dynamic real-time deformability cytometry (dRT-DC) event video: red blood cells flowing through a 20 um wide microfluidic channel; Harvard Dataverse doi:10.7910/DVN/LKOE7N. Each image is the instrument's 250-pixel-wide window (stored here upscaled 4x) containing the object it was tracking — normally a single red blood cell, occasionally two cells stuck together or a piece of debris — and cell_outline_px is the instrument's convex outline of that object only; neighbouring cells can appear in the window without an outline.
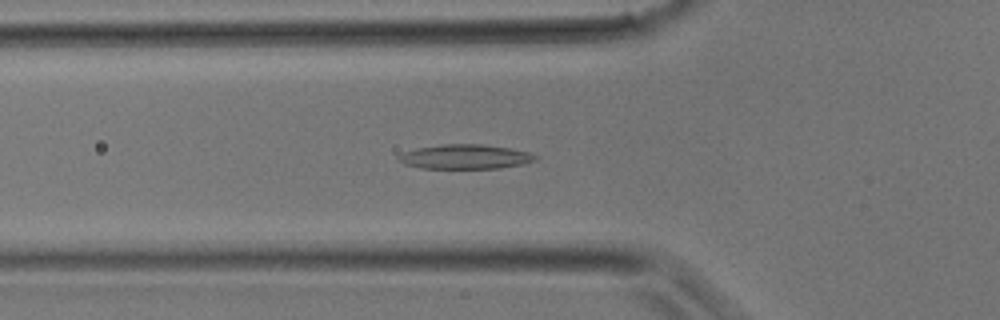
{"species": "common noctule bat (a hibernating species)", "species_latin": "Nyctalus noctula", "temperature_condition": "room temperature", "stored_images_in_passage": 33, "segment_of_instrument_passage": [1, 2], "camera_frame_rate_fps": 3000, "um_per_image_px": 0.085, "animal": {"sex": "male", "body_mass_g": 17.9}, "frame": {"image": 1, "passage_image": 9, "time_ms": 2.667, "image_size_px": [1000, 320], "cell_outline_px": [[540, 156], [536, 160], [524, 164], [500, 168], [420, 168], [404, 164], [396, 160], [396, 156], [404, 152], [416, 148], [444, 144], [484, 144], [512, 148], [528, 152]], "centroid_in_image_um": [39.55, 13.32], "position_along_channel_um": 86.2, "area_um2": 19.77}}
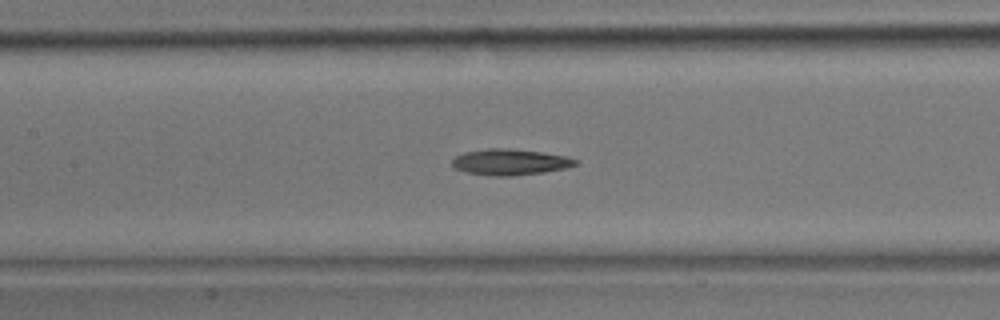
{"frame": {"image": 2, "passage_image": 13, "time_ms": 4.0, "image_size_px": [1000, 320], "cell_outline_px": [[580, 164], [568, 168], [544, 172], [512, 176], [496, 176], [468, 172], [452, 168], [452, 160], [456, 156], [464, 152], [488, 148], [504, 148], [540, 152], [568, 156], [580, 160]], "centroid_in_image_um": [43.42, 13.77], "position_along_channel_um": 164.0, "area_um2": 18.84}}
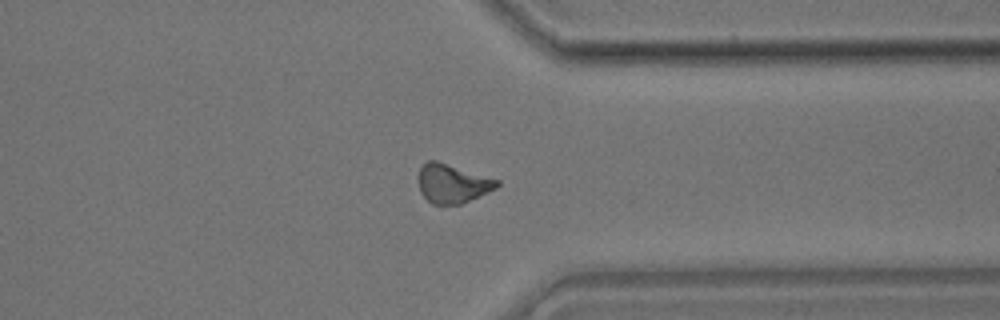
{"frame": {"image": 3, "passage_image": 24, "time_ms": 7.667, "image_size_px": [1000, 320], "cell_outline_px": [[500, 184], [496, 188], [460, 204], [432, 204], [420, 192], [420, 168], [428, 160], [436, 160], [500, 180]], "centroid_in_image_um": [38.47, 15.59], "position_along_channel_um": 372.9, "area_um2": 17.46}}